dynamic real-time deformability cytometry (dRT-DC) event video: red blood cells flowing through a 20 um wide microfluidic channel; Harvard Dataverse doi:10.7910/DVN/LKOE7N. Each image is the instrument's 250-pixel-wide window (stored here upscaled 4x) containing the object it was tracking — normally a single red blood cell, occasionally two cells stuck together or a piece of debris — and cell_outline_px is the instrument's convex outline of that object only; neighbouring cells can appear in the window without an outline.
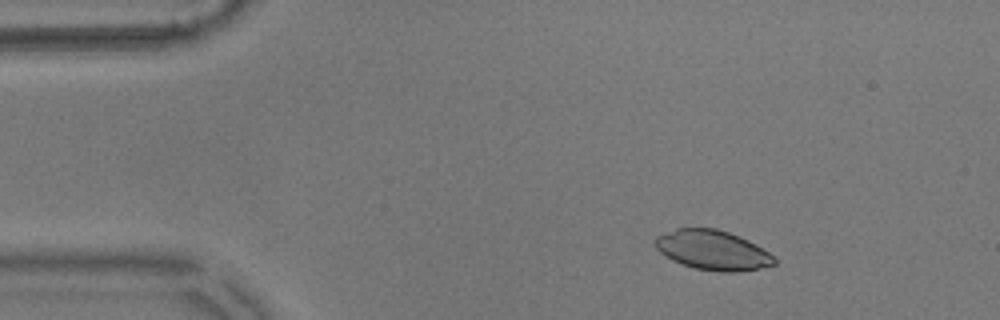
{"species": "common noctule bat (a hibernating species)", "species_latin": "Nyctalus noctula", "temperature_condition": "warm", "stored_images_in_passage": 53, "camera_frame_rate_fps": 3000, "um_per_image_px": 0.085, "animal": {"sex": "male", "body_mass_g": 17.9}, "frame": {"image": 1, "passage_image": 6, "time_ms": 1.667, "image_size_px": [1000, 320], "cell_outline_px": [[776, 264], [756, 268], [732, 272], [720, 272], [696, 268], [684, 264], [660, 252], [652, 244], [656, 236], [676, 228], [716, 228], [728, 232], [748, 240], [768, 252], [776, 260]], "centroid_in_image_um": [60.54, 21.24], "position_along_channel_um": 24.5, "area_um2": 27.05}}
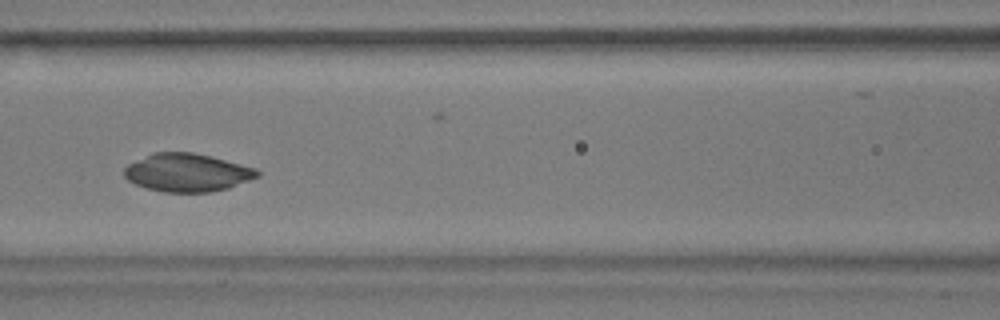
{"frame": {"image": 2, "passage_image": 22, "time_ms": 7.0, "image_size_px": [1000, 320], "cell_outline_px": [[260, 176], [228, 188], [208, 192], [164, 192], [144, 188], [128, 180], [124, 176], [124, 168], [128, 164], [152, 152], [192, 152], [212, 156], [256, 168], [260, 172]], "centroid_in_image_um": [15.9, 14.66], "position_along_channel_um": 150.7, "area_um2": 29.65}}
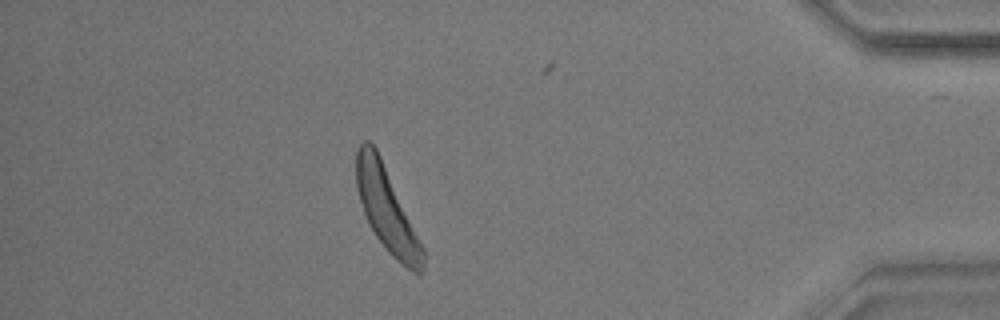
{"frame": {"image": 3, "passage_image": 47, "time_ms": 15.333, "image_size_px": [1000, 320], "cell_outline_px": [[424, 272], [420, 276], [412, 272], [396, 260], [388, 252], [376, 236], [368, 224], [356, 188], [356, 152], [360, 144], [364, 140], [368, 140], [376, 148], [380, 156], [424, 248]], "centroid_in_image_um": [32.88, 17.85], "position_along_channel_um": 402.3, "area_um2": 32.25}, "authors_computed_cell_mechanics": {"area_um2": 29.189, "velocity_mm_per_s": 3.582, "shape_relaxation_time_tau1_ms": 4.7929, "shape_relaxation_time_tau2_ms": null, "deformation_change_tau1": 0.2505, "deformation_change_tau2": null}}